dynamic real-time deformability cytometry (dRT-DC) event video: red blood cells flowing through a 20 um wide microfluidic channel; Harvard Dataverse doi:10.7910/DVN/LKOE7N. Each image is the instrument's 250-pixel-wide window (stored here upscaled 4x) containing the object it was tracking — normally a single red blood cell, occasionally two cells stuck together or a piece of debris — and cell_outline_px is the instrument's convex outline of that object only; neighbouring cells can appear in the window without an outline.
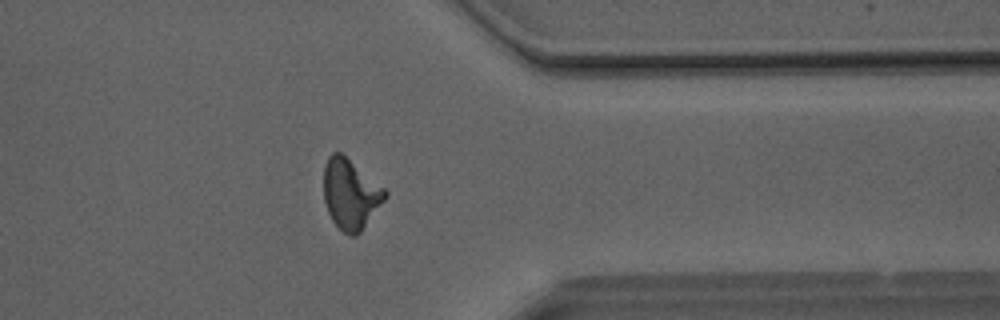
{"species": "Egyptian fruit bat (a non-hibernating species)", "species_latin": "Rousettus aegyptiacus", "temperature_condition": "room temperature", "stored_images_in_passage": 39, "camera_frame_rate_fps": 3000, "um_per_image_px": 0.085, "animal": {"sex": "male"}, "frame": {"image": 1, "passage_image": 34, "time_ms": 11.0, "image_size_px": [1000, 320], "cell_outline_px": [[388, 196], [360, 232], [356, 236], [348, 236], [332, 220], [328, 212], [324, 200], [324, 164], [328, 156], [332, 152], [340, 152], [384, 188], [388, 192]], "centroid_in_image_um": [29.78, 16.5], "position_along_channel_um": 381.6, "area_um2": 24.85}, "authors_computed_cell_mechanics": {"area_um2": 24.4494, "velocity_mm_per_s": 4.126, "shape_relaxation_time_tau1_ms": 6.3171, "shape_relaxation_time_tau2_ms": 1.588, "deformation_change_tau1": 0.2059, "deformation_change_tau2": 0.1051}}